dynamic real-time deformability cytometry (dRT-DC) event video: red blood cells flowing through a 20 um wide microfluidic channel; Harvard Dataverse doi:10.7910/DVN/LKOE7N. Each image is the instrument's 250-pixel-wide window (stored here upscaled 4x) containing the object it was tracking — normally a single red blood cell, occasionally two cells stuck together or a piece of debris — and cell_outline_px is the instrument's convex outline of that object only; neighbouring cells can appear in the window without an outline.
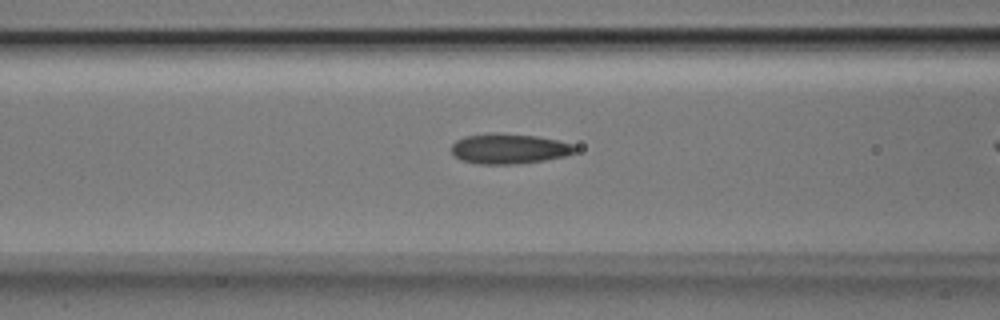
{"species": "Egyptian fruit bat (a non-hibernating species)", "species_latin": "Rousettus aegyptiacus", "temperature_condition": "room temperature", "stored_images_in_passage": 8, "camera_frame_rate_fps": 3000, "um_per_image_px": 0.085, "animal": {"sex": "male"}, "frame": {"image": 1, "passage_image": 7, "time_ms": 2.0, "image_size_px": [1000, 320], "cell_outline_px": [[576, 152], [564, 156], [544, 160], [516, 164], [476, 164], [460, 160], [452, 156], [452, 144], [456, 140], [464, 136], [488, 132], [500, 132], [536, 136], [560, 140], [572, 144], [576, 148]], "centroid_in_image_um": [43.22, 12.63], "position_along_channel_um": 123.4, "area_um2": 22.14}}